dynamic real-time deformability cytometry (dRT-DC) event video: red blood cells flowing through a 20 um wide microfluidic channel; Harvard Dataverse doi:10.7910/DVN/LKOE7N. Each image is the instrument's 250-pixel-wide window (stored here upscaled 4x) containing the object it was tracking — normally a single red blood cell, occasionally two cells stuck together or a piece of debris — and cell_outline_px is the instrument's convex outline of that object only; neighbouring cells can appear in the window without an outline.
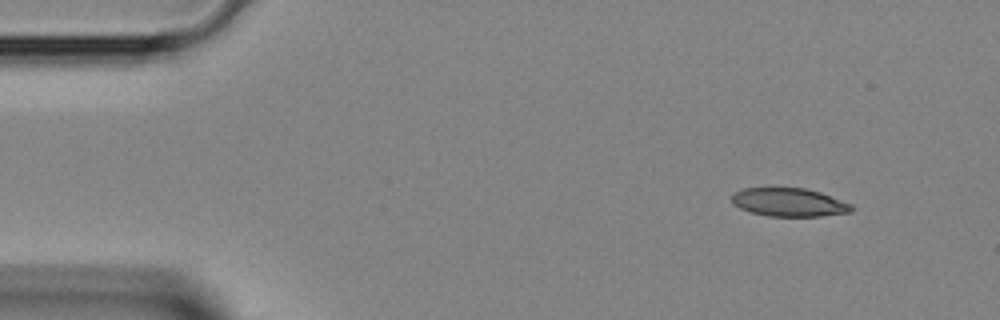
{"species": "Egyptian fruit bat (a non-hibernating species)", "species_latin": "Rousettus aegyptiacus", "temperature_condition": "room temperature", "stored_images_in_passage": 3, "camera_frame_rate_fps": 3000, "um_per_image_px": 0.085, "animal": {"sex": "female"}, "frame": {"image": 1, "passage_image": 1, "time_ms": 0.0, "image_size_px": [1000, 320], "cell_outline_px": [[852, 212], [820, 216], [768, 216], [752, 212], [740, 208], [732, 204], [732, 196], [736, 192], [744, 188], [804, 188], [820, 192], [852, 204]], "centroid_in_image_um": [67.08, 17.2], "position_along_channel_um": 17.9, "area_um2": 19.65}}
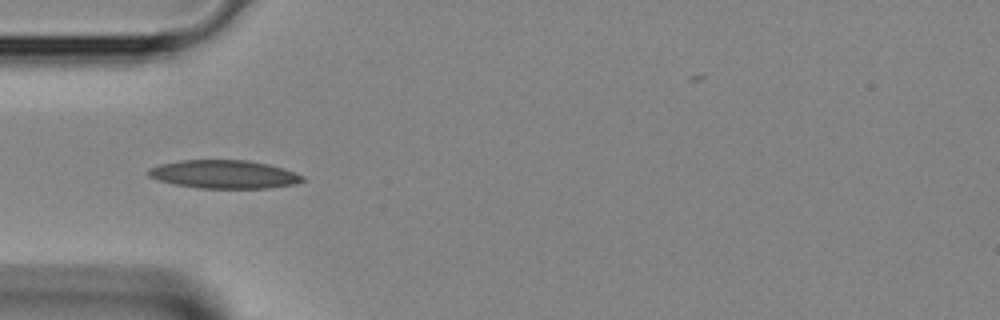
{"frame": {"image": 2, "passage_image": 3, "time_ms": 0.667, "image_size_px": [1000, 320], "cell_outline_px": [[304, 180], [292, 184], [268, 188], [200, 188], [176, 184], [156, 180], [148, 176], [148, 168], [160, 164], [180, 160], [248, 160], [268, 164], [284, 168], [304, 176]], "centroid_in_image_um": [19.02, 14.81], "position_along_channel_um": 66.0, "area_um2": 25.37}}